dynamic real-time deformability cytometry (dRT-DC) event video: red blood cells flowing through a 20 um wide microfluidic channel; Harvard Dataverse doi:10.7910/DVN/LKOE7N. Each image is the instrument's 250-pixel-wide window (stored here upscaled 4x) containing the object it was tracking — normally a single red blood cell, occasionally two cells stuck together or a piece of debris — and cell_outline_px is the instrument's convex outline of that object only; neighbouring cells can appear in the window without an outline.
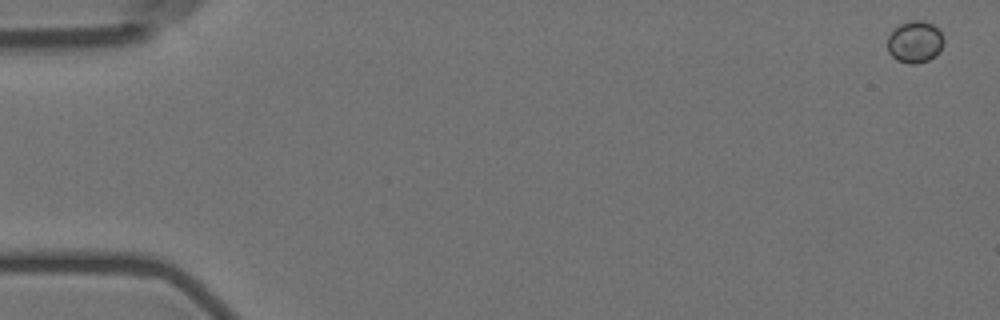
{"species": "Egyptian fruit bat (a non-hibernating species)", "species_latin": "Rousettus aegyptiacus", "temperature_condition": "room temperature", "stored_images_in_passage": 7, "camera_frame_rate_fps": 3000, "um_per_image_px": 0.085, "animal": {"sex": "female"}, "frame": {"image": 1, "passage_image": 1, "time_ms": 0.0, "image_size_px": [1000, 320], "cell_outline_px": [[944, 44], [940, 52], [936, 56], [928, 60], [916, 64], [908, 64], [896, 60], [888, 52], [888, 36], [900, 24], [908, 20], [924, 20], [932, 24], [940, 32], [944, 40]], "centroid_in_image_um": [77.78, 3.57], "position_along_channel_um": 7.2, "area_um2": 13.87}}
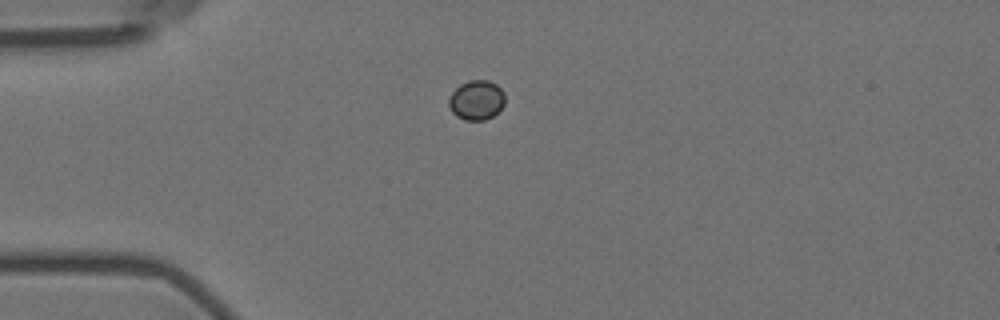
{"frame": {"image": 2, "passage_image": 5, "time_ms": 4.667, "image_size_px": [1000, 320], "cell_outline_px": [[504, 104], [492, 116], [484, 120], [464, 120], [456, 116], [452, 112], [448, 104], [448, 100], [452, 92], [460, 84], [468, 80], [488, 80], [496, 84], [504, 92]], "centroid_in_image_um": [40.48, 8.5], "position_along_channel_um": 44.5, "area_um2": 12.95}}